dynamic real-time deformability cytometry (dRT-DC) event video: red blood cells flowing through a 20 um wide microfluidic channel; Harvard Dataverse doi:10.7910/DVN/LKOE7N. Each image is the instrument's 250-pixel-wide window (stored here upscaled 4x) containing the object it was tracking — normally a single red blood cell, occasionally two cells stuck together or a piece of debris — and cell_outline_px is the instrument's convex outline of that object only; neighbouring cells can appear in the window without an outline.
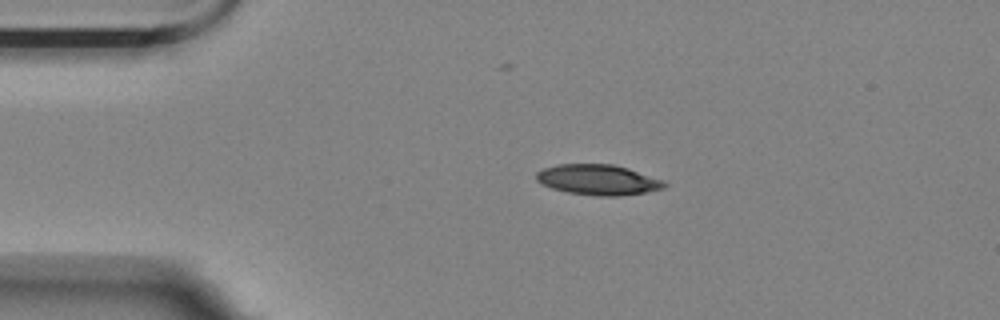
{"species": "Egyptian fruit bat (a non-hibernating species)", "species_latin": "Rousettus aegyptiacus", "temperature_condition": "room temperature", "stored_images_in_passage": 45, "camera_frame_rate_fps": 3000, "um_per_image_px": 0.085, "animal": {"sex": "female"}, "frame": {"image": 1, "passage_image": 1, "time_ms": 0.0, "image_size_px": [1000, 320], "cell_outline_px": [[668, 184], [664, 188], [644, 192], [616, 196], [596, 196], [568, 192], [552, 188], [540, 184], [536, 180], [536, 172], [544, 168], [556, 164], [612, 164], [628, 168], [660, 180]], "centroid_in_image_um": [50.77, 15.28], "position_along_channel_um": 34.2, "area_um2": 22.48}}
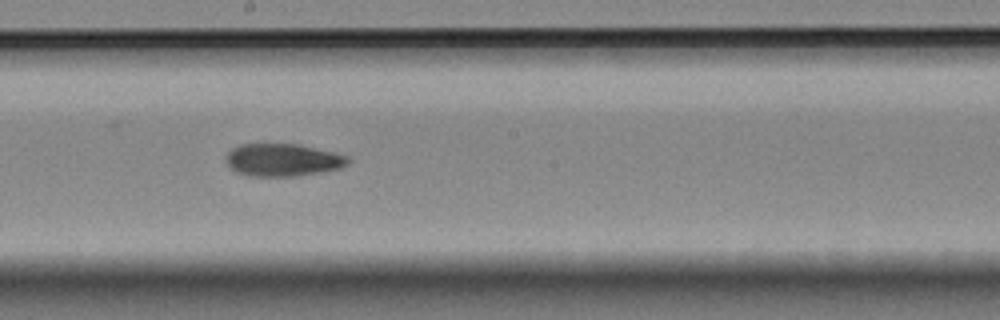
{"frame": {"image": 2, "passage_image": 20, "time_ms": 6.333, "image_size_px": [1000, 320], "cell_outline_px": [[348, 164], [340, 168], [320, 172], [296, 176], [248, 176], [236, 172], [228, 168], [224, 160], [224, 156], [232, 148], [240, 144], [300, 144], [336, 152], [348, 156]], "centroid_in_image_um": [23.99, 13.59], "position_along_channel_um": 224.2, "area_um2": 23.52}}
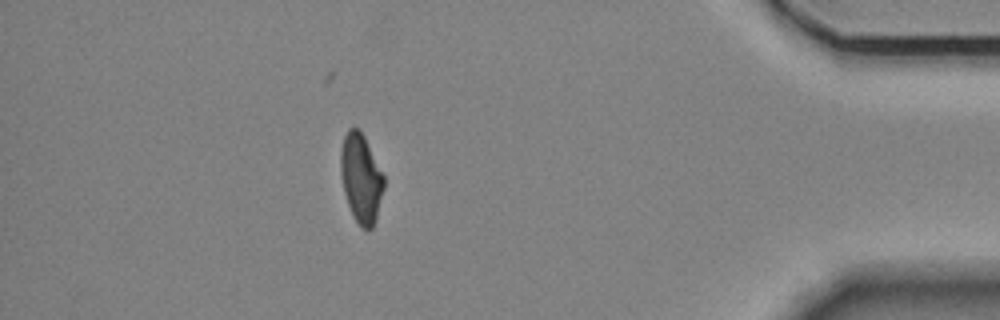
{"frame": {"image": 3, "passage_image": 39, "time_ms": 12.667, "image_size_px": [1000, 320], "cell_outline_px": [[384, 188], [376, 216], [372, 228], [364, 228], [352, 216], [344, 192], [340, 172], [340, 152], [344, 136], [348, 128], [356, 128], [364, 136], [384, 176]], "centroid_in_image_um": [30.67, 15.13], "position_along_channel_um": 404.5, "area_um2": 22.02}}